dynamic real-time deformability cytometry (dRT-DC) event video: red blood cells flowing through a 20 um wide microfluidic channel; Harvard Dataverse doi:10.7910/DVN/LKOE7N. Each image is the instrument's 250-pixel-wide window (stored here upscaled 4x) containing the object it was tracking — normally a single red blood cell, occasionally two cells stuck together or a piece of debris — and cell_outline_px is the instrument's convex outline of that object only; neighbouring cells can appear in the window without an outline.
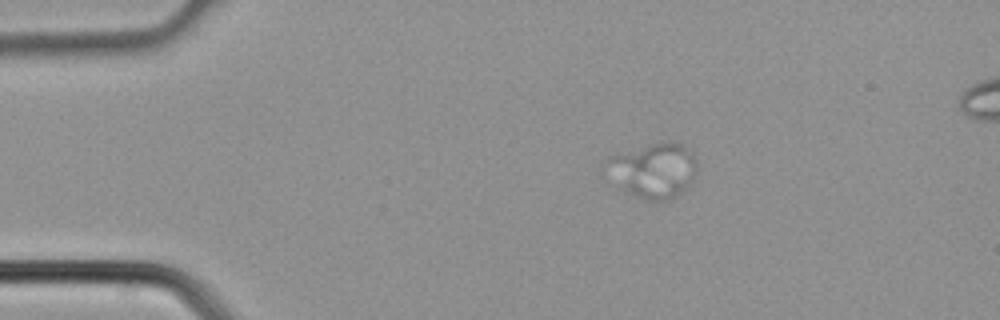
{"species": "common noctule bat (a hibernating species)", "species_latin": "Nyctalus noctula", "temperature_condition": "cold", "stored_images_in_passage": 3, "camera_frame_rate_fps": 3000, "um_per_image_px": 0.085, "animal": {"sex": "male", "body_mass_g": 21.5, "forearm_length_mm": 52.0}, "frame": {"image": 1, "passage_image": 2, "time_ms": 0.333, "image_size_px": [1000, 320], "cell_outline_px": [[696, 168], [692, 180], [676, 196], [668, 200], [644, 200], [620, 188], [604, 164], [604, 160], [608, 156], [652, 144], [668, 140], [680, 144], [688, 148], [696, 160]], "centroid_in_image_um": [55.53, 14.47], "position_along_channel_um": 29.5, "area_um2": 28.55}}